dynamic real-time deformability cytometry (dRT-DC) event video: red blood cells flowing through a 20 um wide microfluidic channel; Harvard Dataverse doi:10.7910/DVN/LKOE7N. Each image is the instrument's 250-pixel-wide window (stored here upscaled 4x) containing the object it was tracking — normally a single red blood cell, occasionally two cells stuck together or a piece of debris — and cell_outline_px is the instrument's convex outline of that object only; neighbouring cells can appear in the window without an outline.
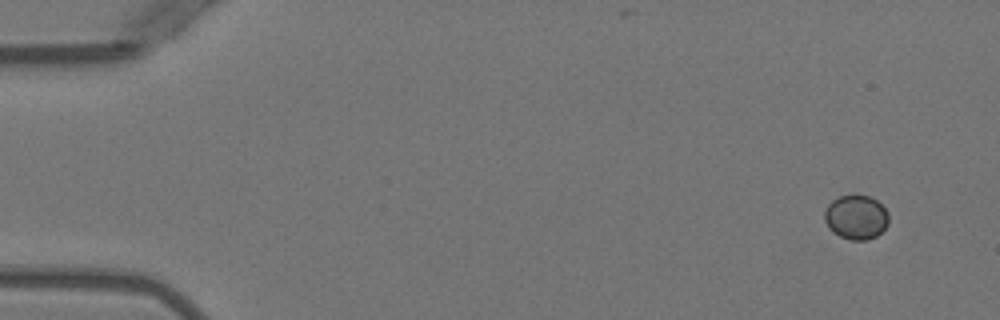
{"species": "Egyptian fruit bat (a non-hibernating species)", "species_latin": "Rousettus aegyptiacus", "temperature_condition": "warm", "stored_images_in_passage": 6, "camera_frame_rate_fps": 3000, "um_per_image_px": 0.085, "animal": {"sex": "female"}, "frame": {"image": 1, "passage_image": 1, "time_ms": 0.0, "image_size_px": [1000, 320], "cell_outline_px": [[888, 224], [876, 236], [868, 240], [852, 240], [840, 236], [832, 232], [828, 228], [824, 220], [824, 212], [828, 204], [832, 200], [840, 196], [868, 196], [876, 200], [888, 212]], "centroid_in_image_um": [72.74, 18.48], "position_along_channel_um": 12.3, "area_um2": 16.47}}
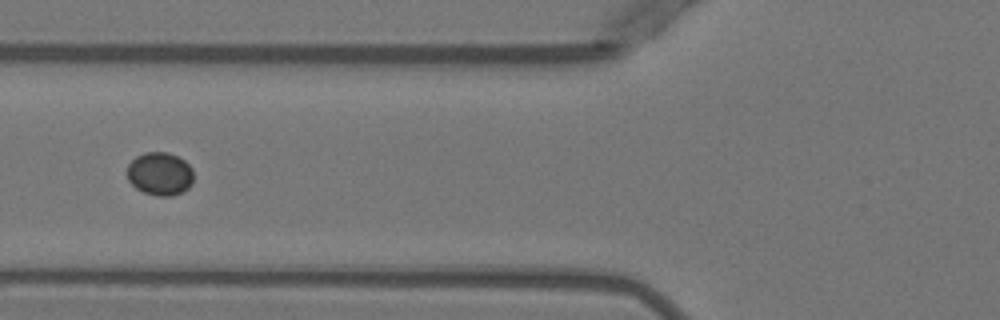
{"frame": {"image": 2, "passage_image": 5, "time_ms": 5.667, "image_size_px": [1000, 320], "cell_outline_px": [[192, 184], [184, 192], [172, 196], [156, 196], [144, 192], [136, 188], [128, 180], [128, 164], [136, 156], [144, 152], [168, 152], [184, 160], [192, 168]], "centroid_in_image_um": [13.6, 14.78], "position_along_channel_um": 112.2, "area_um2": 16.76}}
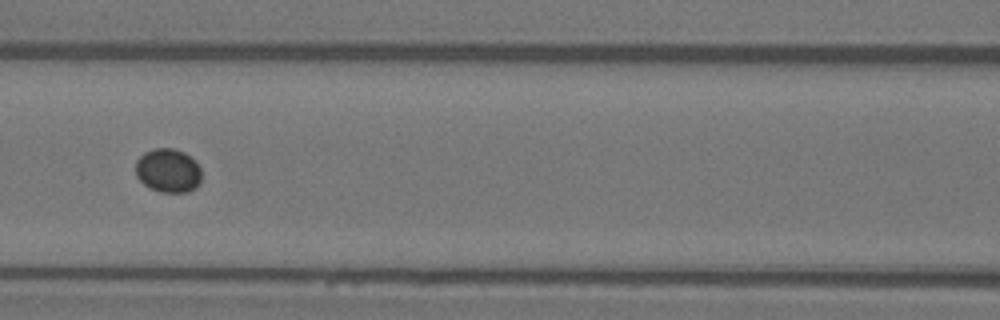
{"frame": {"image": 3, "passage_image": 6, "time_ms": 6.667, "image_size_px": [1000, 320], "cell_outline_px": [[200, 184], [196, 188], [188, 192], [160, 192], [144, 184], [136, 176], [136, 160], [144, 152], [152, 148], [172, 148], [184, 152], [200, 168]], "centroid_in_image_um": [14.27, 14.5], "position_along_channel_um": 152.3, "area_um2": 16.76}}